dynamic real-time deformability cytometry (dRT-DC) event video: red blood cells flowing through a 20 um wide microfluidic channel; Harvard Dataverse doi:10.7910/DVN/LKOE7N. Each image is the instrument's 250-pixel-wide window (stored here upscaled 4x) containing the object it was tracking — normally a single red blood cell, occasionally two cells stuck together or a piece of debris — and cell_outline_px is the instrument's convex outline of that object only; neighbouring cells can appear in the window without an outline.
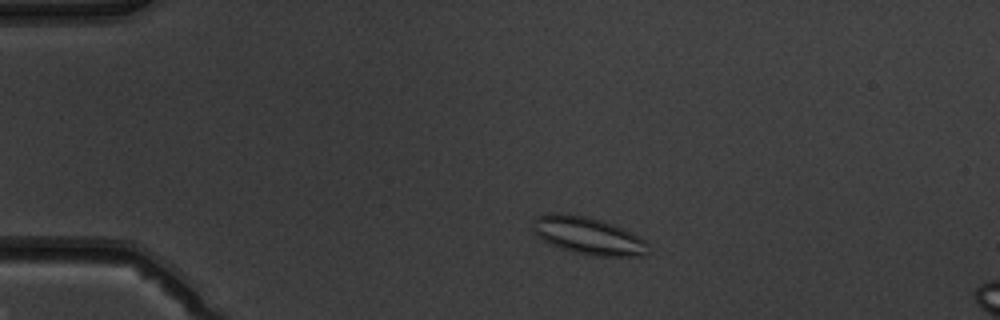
{"species": "common noctule bat (a hibernating species)", "species_latin": "Nyctalus noctula", "temperature_condition": "warm", "stored_images_in_passage": 5, "camera_frame_rate_fps": 3000, "um_per_image_px": 0.085, "animal": {"sex": "male", "body_mass_g": 19.5, "forearm_length_mm": 54.6}, "frame": {"image": 1, "passage_image": 3, "time_ms": 2.333, "image_size_px": [1000, 320], "cell_outline_px": [[648, 244], [644, 256], [596, 256], [572, 252], [548, 244], [532, 232], [532, 220], [536, 216], [544, 212], [560, 212], [588, 216], [624, 228], [648, 240]], "centroid_in_image_um": [49.93, 20.01], "position_along_channel_um": 35.1, "area_um2": 25.78}}